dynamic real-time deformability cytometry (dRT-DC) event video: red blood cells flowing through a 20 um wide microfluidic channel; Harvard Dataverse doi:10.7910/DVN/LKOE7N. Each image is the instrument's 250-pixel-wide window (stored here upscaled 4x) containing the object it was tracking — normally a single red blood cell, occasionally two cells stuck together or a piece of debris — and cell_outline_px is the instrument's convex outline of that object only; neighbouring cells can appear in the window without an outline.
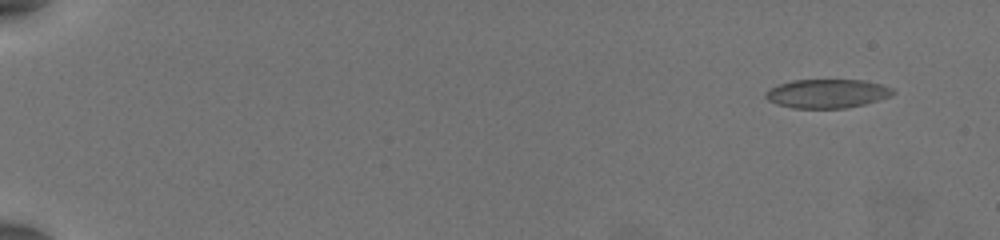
{"species": "common noctule bat (a hibernating species)", "species_latin": "Nyctalus noctula", "temperature_condition": "warm", "stored_images_in_passage": 47, "camera_frame_rate_fps": 3000, "um_per_image_px": 0.085, "animal": {"sex": "female", "body_mass_g": 19.5, "forearm_length_mm": 54.1}, "frame": {"image": 1, "passage_image": 2, "time_ms": 0.333, "image_size_px": [1000, 240], "cell_outline_px": [[896, 92], [892, 96], [864, 104], [844, 108], [792, 108], [776, 104], [768, 100], [764, 96], [764, 92], [768, 88], [792, 80], [864, 80], [880, 84], [892, 88]], "centroid_in_image_um": [70.28, 7.95], "position_along_channel_um": 14.7, "area_um2": 21.5}}
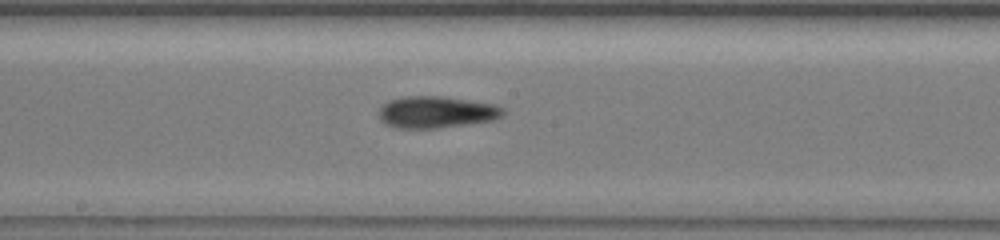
{"frame": {"image": 2, "passage_image": 27, "time_ms": 8.667, "image_size_px": [1000, 240], "cell_outline_px": [[504, 116], [492, 120], [436, 128], [392, 128], [384, 124], [380, 120], [380, 108], [388, 100], [404, 96], [444, 96], [496, 104], [504, 108]], "centroid_in_image_um": [37.08, 9.52], "position_along_channel_um": 211.1, "area_um2": 23.12}}
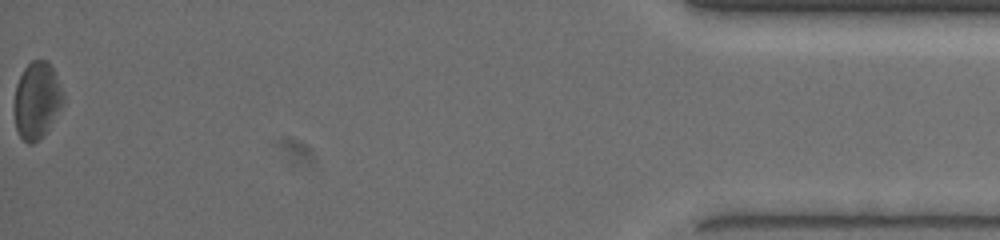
{"frame": {"image": 3, "passage_image": 47, "time_ms": 15.333, "image_size_px": [1000, 240], "cell_outline_px": [[64, 100], [48, 128], [32, 144], [28, 144], [20, 136], [16, 128], [12, 108], [16, 84], [24, 68], [32, 60], [48, 60], [64, 92]], "centroid_in_image_um": [3.09, 8.5], "position_along_channel_um": 432.1, "area_um2": 21.79}, "authors_computed_cell_mechanics": {"area_um2": 21.8484, "velocity_mm_per_s": 3.9446, "shape_relaxation_time_tau1_ms": 11.1394, "shape_relaxation_time_tau2_ms": 3.1146, "deformation_change_tau1": 0.2172, "deformation_change_tau2": 0.1341}}